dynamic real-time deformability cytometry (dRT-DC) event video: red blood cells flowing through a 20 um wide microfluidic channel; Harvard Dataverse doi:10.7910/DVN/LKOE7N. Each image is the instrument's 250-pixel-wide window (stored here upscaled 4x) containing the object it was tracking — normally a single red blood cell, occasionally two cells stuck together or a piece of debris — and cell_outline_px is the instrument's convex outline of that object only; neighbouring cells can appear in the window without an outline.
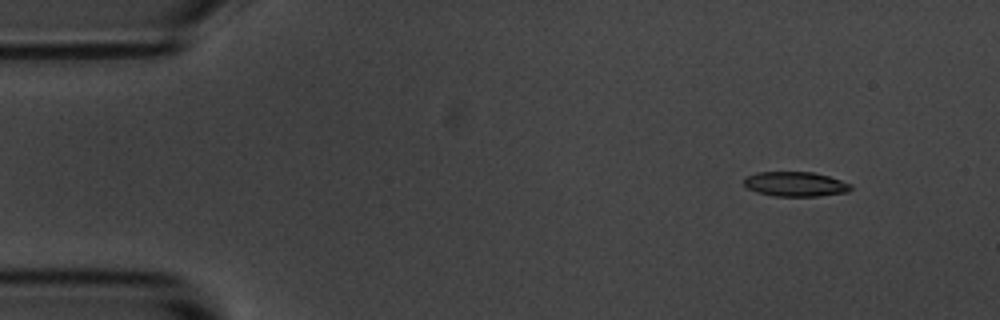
{"species": "common noctule bat (a hibernating species)", "species_latin": "Nyctalus noctula", "temperature_condition": "room temperature", "stored_images_in_passage": 5, "camera_frame_rate_fps": 3000, "um_per_image_px": 0.085, "animal": {"sex": "male", "body_mass_g": 20.1, "forearm_length_mm": 53.5}, "frame": {"image": 1, "passage_image": 2, "time_ms": 1.333, "image_size_px": [1000, 320], "cell_outline_px": [[852, 188], [848, 192], [820, 196], [772, 196], [756, 192], [748, 188], [744, 184], [744, 176], [756, 172], [812, 172], [828, 176], [852, 184]], "centroid_in_image_um": [67.59, 15.65], "position_along_channel_um": 17.4, "area_um2": 15.49}}
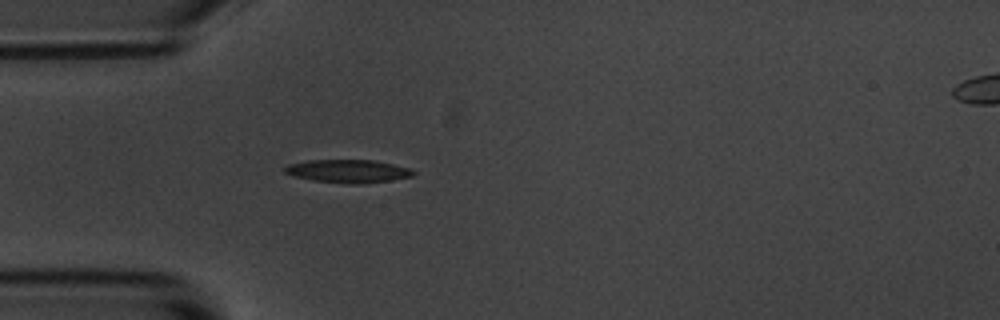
{"frame": {"image": 2, "passage_image": 5, "time_ms": 4.667, "image_size_px": [1000, 320], "cell_outline_px": [[416, 172], [412, 176], [392, 180], [364, 184], [348, 184], [312, 180], [296, 176], [284, 172], [284, 168], [288, 164], [308, 160], [372, 160], [412, 168]], "centroid_in_image_um": [29.62, 14.55], "position_along_channel_um": 55.4, "area_um2": 17.34}}